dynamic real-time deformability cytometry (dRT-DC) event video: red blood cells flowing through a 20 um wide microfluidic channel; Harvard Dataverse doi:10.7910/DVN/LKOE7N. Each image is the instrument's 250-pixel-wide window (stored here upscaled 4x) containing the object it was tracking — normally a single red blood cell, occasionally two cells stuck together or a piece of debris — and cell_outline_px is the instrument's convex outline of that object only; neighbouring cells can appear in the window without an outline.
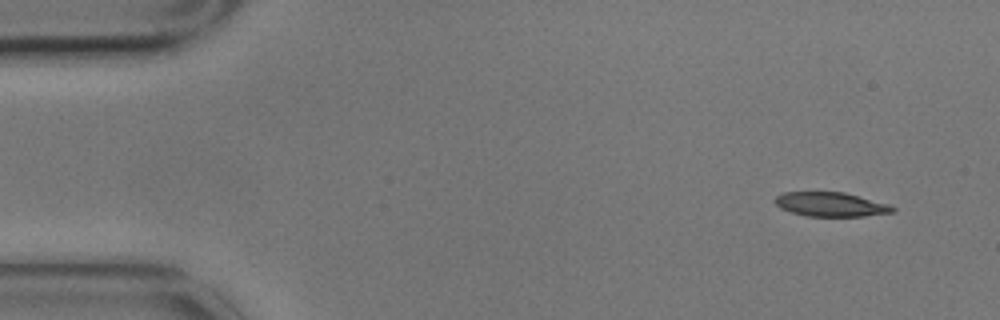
{"species": "common noctule bat (a hibernating species)", "species_latin": "Nyctalus noctula", "temperature_condition": "cold", "stored_images_in_passage": 8, "camera_frame_rate_fps": 3000, "um_per_image_px": 0.085, "animal": {"sex": "male", "body_mass_g": 17.9}, "frame": {"image": 1, "passage_image": 1, "time_ms": 0.0, "image_size_px": [1000, 320], "cell_outline_px": [[896, 212], [864, 216], [808, 216], [792, 212], [780, 208], [772, 200], [776, 196], [784, 192], [844, 192], [888, 204], [896, 208]], "centroid_in_image_um": [70.61, 17.37], "position_along_channel_um": 14.4, "area_um2": 16.59}}
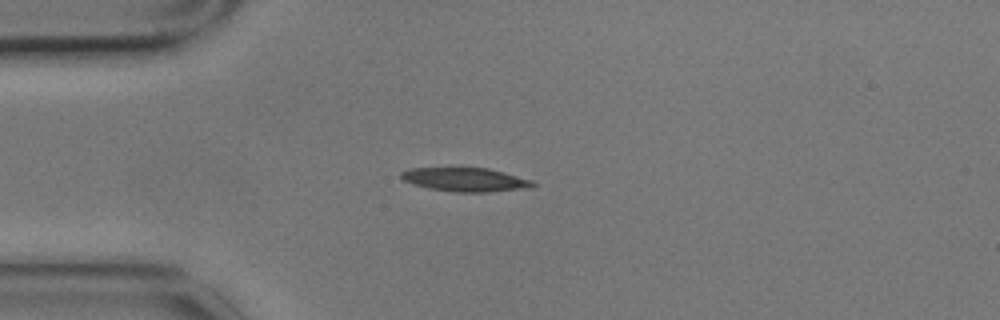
{"frame": {"image": 2, "passage_image": 4, "time_ms": 1.0, "image_size_px": [1000, 320], "cell_outline_px": [[536, 184], [532, 188], [488, 192], [456, 192], [428, 188], [404, 180], [400, 176], [400, 172], [408, 168], [488, 168], [504, 172], [532, 180]], "centroid_in_image_um": [39.59, 15.27], "position_along_channel_um": 45.4, "area_um2": 18.21}}
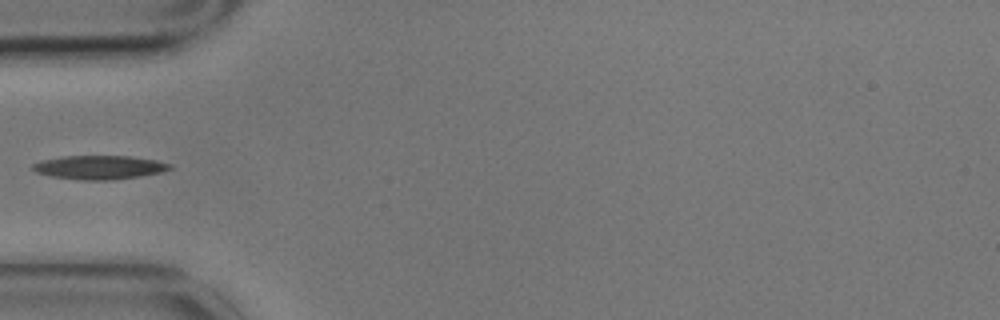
{"frame": {"image": 3, "passage_image": 5, "time_ms": 1.333, "image_size_px": [1000, 320], "cell_outline_px": [[172, 168], [160, 172], [140, 176], [112, 180], [80, 180], [52, 176], [36, 172], [32, 168], [32, 164], [40, 160], [60, 156], [132, 156], [156, 160], [172, 164]], "centroid_in_image_um": [8.43, 14.22], "position_along_channel_um": 76.6, "area_um2": 19.07}}